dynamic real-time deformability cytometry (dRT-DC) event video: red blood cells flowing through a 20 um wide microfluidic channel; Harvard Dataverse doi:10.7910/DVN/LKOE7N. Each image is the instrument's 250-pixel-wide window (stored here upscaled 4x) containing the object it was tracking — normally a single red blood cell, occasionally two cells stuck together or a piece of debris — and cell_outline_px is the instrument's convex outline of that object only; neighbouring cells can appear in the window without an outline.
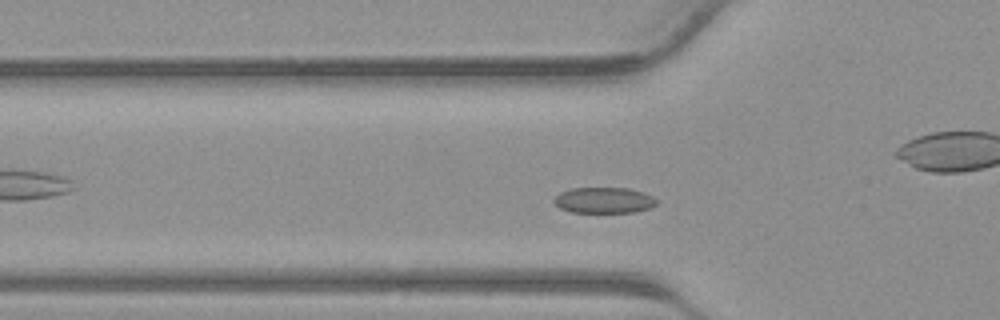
{"species": "common noctule bat (a hibernating species)", "species_latin": "Nyctalus noctula", "temperature_condition": "warm", "stored_images_in_passage": 37, "camera_frame_rate_fps": 3000, "um_per_image_px": 0.085, "animal": {"sex": "male", "body_mass_g": 23.1, "forearm_length_mm": 52.7}, "frame": {"image": 1, "passage_image": 8, "time_ms": 2.333, "image_size_px": [1000, 320], "cell_outline_px": [[660, 200], [652, 208], [636, 212], [572, 212], [560, 208], [552, 200], [560, 192], [572, 188], [628, 188], [644, 192]], "centroid_in_image_um": [51.39, 17.02], "position_along_channel_um": 74.4, "area_um2": 15.61}}
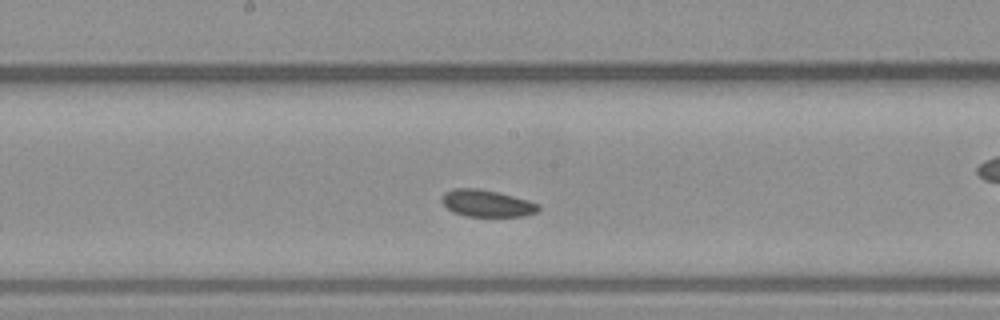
{"frame": {"image": 2, "passage_image": 16, "time_ms": 5.0, "image_size_px": [1000, 320], "cell_outline_px": [[540, 208], [536, 212], [524, 216], [464, 216], [452, 212], [440, 200], [440, 196], [444, 192], [452, 188], [476, 188], [496, 192], [528, 200], [540, 204]], "centroid_in_image_um": [41.33, 17.28], "position_along_channel_um": 206.9, "area_um2": 15.2}}
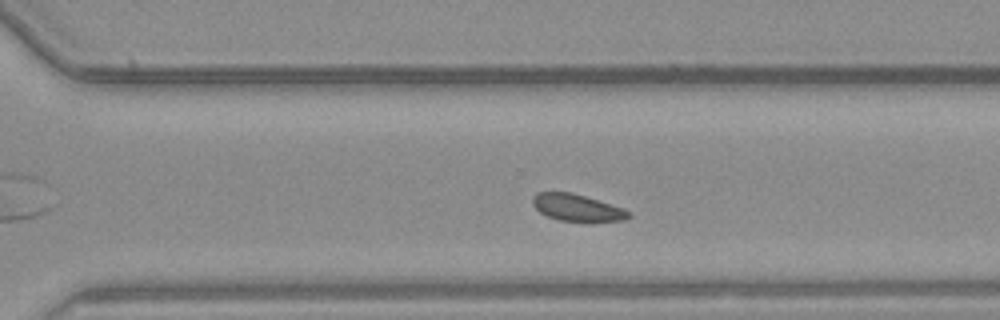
{"frame": {"image": 3, "passage_image": 23, "time_ms": 7.333, "image_size_px": [1000, 320], "cell_outline_px": [[632, 216], [624, 220], [560, 220], [548, 216], [540, 212], [532, 204], [532, 196], [536, 192], [572, 192], [624, 208], [632, 212]], "centroid_in_image_um": [49.04, 17.62], "position_along_channel_um": 321.6, "area_um2": 14.8}}